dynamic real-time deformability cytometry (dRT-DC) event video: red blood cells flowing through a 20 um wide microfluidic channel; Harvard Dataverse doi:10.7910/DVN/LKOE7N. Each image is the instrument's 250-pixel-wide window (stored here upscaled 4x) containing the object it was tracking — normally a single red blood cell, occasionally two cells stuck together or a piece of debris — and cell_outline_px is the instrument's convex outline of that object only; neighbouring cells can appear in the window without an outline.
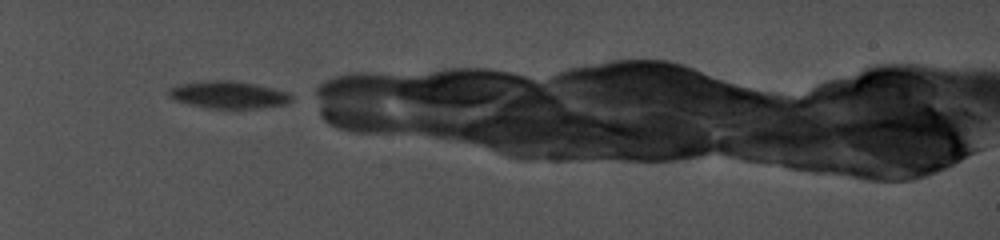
{"species": "common noctule bat (a hibernating species)", "species_latin": "Nyctalus noctula", "temperature_condition": "cold", "stored_images_in_passage": 6, "camera_frame_rate_fps": 5000, "um_per_image_px": 0.085, "animal": {"sex": "female", "body_mass_g": 19.0, "forearm_length_mm": 56.7}, "frame": {"image": 1, "passage_image": 1, "time_ms": 0.0, "image_size_px": [1000, 240], "cell_outline_px": [[292, 100], [288, 104], [260, 108], [208, 108], [176, 100], [168, 96], [168, 88], [180, 84], [208, 80], [236, 80], [256, 84], [288, 92], [292, 96]], "centroid_in_image_um": [19.45, 8.04], "position_along_channel_um": 65.5, "area_um2": 19.54}}